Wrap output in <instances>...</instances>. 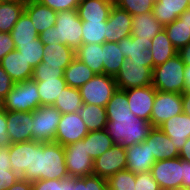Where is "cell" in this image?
<instances>
[{
  "label": "cell",
  "instance_id": "cell-26",
  "mask_svg": "<svg viewBox=\"0 0 190 190\" xmlns=\"http://www.w3.org/2000/svg\"><path fill=\"white\" fill-rule=\"evenodd\" d=\"M112 7L105 0H80L76 10L82 21H107Z\"/></svg>",
  "mask_w": 190,
  "mask_h": 190
},
{
  "label": "cell",
  "instance_id": "cell-55",
  "mask_svg": "<svg viewBox=\"0 0 190 190\" xmlns=\"http://www.w3.org/2000/svg\"><path fill=\"white\" fill-rule=\"evenodd\" d=\"M185 65H190V43L177 51Z\"/></svg>",
  "mask_w": 190,
  "mask_h": 190
},
{
  "label": "cell",
  "instance_id": "cell-40",
  "mask_svg": "<svg viewBox=\"0 0 190 190\" xmlns=\"http://www.w3.org/2000/svg\"><path fill=\"white\" fill-rule=\"evenodd\" d=\"M15 47L33 69L41 62L44 56V44L40 38L33 40V43H16Z\"/></svg>",
  "mask_w": 190,
  "mask_h": 190
},
{
  "label": "cell",
  "instance_id": "cell-3",
  "mask_svg": "<svg viewBox=\"0 0 190 190\" xmlns=\"http://www.w3.org/2000/svg\"><path fill=\"white\" fill-rule=\"evenodd\" d=\"M43 44L62 43L76 50L82 44V20L76 9L58 11L55 26L39 34Z\"/></svg>",
  "mask_w": 190,
  "mask_h": 190
},
{
  "label": "cell",
  "instance_id": "cell-12",
  "mask_svg": "<svg viewBox=\"0 0 190 190\" xmlns=\"http://www.w3.org/2000/svg\"><path fill=\"white\" fill-rule=\"evenodd\" d=\"M126 169V150L114 144L93 162V174L108 179L115 173Z\"/></svg>",
  "mask_w": 190,
  "mask_h": 190
},
{
  "label": "cell",
  "instance_id": "cell-5",
  "mask_svg": "<svg viewBox=\"0 0 190 190\" xmlns=\"http://www.w3.org/2000/svg\"><path fill=\"white\" fill-rule=\"evenodd\" d=\"M3 100L7 111L31 112L41 106L38 86L33 79L15 83Z\"/></svg>",
  "mask_w": 190,
  "mask_h": 190
},
{
  "label": "cell",
  "instance_id": "cell-16",
  "mask_svg": "<svg viewBox=\"0 0 190 190\" xmlns=\"http://www.w3.org/2000/svg\"><path fill=\"white\" fill-rule=\"evenodd\" d=\"M133 16L113 5L107 20L106 42H119L131 36Z\"/></svg>",
  "mask_w": 190,
  "mask_h": 190
},
{
  "label": "cell",
  "instance_id": "cell-60",
  "mask_svg": "<svg viewBox=\"0 0 190 190\" xmlns=\"http://www.w3.org/2000/svg\"><path fill=\"white\" fill-rule=\"evenodd\" d=\"M184 80H185V91L190 90V65H185Z\"/></svg>",
  "mask_w": 190,
  "mask_h": 190
},
{
  "label": "cell",
  "instance_id": "cell-48",
  "mask_svg": "<svg viewBox=\"0 0 190 190\" xmlns=\"http://www.w3.org/2000/svg\"><path fill=\"white\" fill-rule=\"evenodd\" d=\"M15 82L8 73L0 66V97L2 99L11 91Z\"/></svg>",
  "mask_w": 190,
  "mask_h": 190
},
{
  "label": "cell",
  "instance_id": "cell-4",
  "mask_svg": "<svg viewBox=\"0 0 190 190\" xmlns=\"http://www.w3.org/2000/svg\"><path fill=\"white\" fill-rule=\"evenodd\" d=\"M184 69L185 64L176 54L153 68L152 86L157 91L182 94L185 91Z\"/></svg>",
  "mask_w": 190,
  "mask_h": 190
},
{
  "label": "cell",
  "instance_id": "cell-6",
  "mask_svg": "<svg viewBox=\"0 0 190 190\" xmlns=\"http://www.w3.org/2000/svg\"><path fill=\"white\" fill-rule=\"evenodd\" d=\"M117 89L114 76L95 74L79 91L83 103L106 107Z\"/></svg>",
  "mask_w": 190,
  "mask_h": 190
},
{
  "label": "cell",
  "instance_id": "cell-24",
  "mask_svg": "<svg viewBox=\"0 0 190 190\" xmlns=\"http://www.w3.org/2000/svg\"><path fill=\"white\" fill-rule=\"evenodd\" d=\"M187 9L188 0H156L152 14L163 26H166L176 19Z\"/></svg>",
  "mask_w": 190,
  "mask_h": 190
},
{
  "label": "cell",
  "instance_id": "cell-37",
  "mask_svg": "<svg viewBox=\"0 0 190 190\" xmlns=\"http://www.w3.org/2000/svg\"><path fill=\"white\" fill-rule=\"evenodd\" d=\"M82 104L79 88L67 86L62 90L61 95L57 97L53 106L57 108L61 114H65L79 112Z\"/></svg>",
  "mask_w": 190,
  "mask_h": 190
},
{
  "label": "cell",
  "instance_id": "cell-49",
  "mask_svg": "<svg viewBox=\"0 0 190 190\" xmlns=\"http://www.w3.org/2000/svg\"><path fill=\"white\" fill-rule=\"evenodd\" d=\"M15 49L16 47L10 33L0 32V61L5 55Z\"/></svg>",
  "mask_w": 190,
  "mask_h": 190
},
{
  "label": "cell",
  "instance_id": "cell-34",
  "mask_svg": "<svg viewBox=\"0 0 190 190\" xmlns=\"http://www.w3.org/2000/svg\"><path fill=\"white\" fill-rule=\"evenodd\" d=\"M25 10V4L0 1V32L10 33Z\"/></svg>",
  "mask_w": 190,
  "mask_h": 190
},
{
  "label": "cell",
  "instance_id": "cell-36",
  "mask_svg": "<svg viewBox=\"0 0 190 190\" xmlns=\"http://www.w3.org/2000/svg\"><path fill=\"white\" fill-rule=\"evenodd\" d=\"M14 44L16 43H33V40L39 38L36 28L30 17L23 12L19 20L10 31Z\"/></svg>",
  "mask_w": 190,
  "mask_h": 190
},
{
  "label": "cell",
  "instance_id": "cell-25",
  "mask_svg": "<svg viewBox=\"0 0 190 190\" xmlns=\"http://www.w3.org/2000/svg\"><path fill=\"white\" fill-rule=\"evenodd\" d=\"M164 26L158 22L152 12L133 16L131 36L138 40L148 41L157 35Z\"/></svg>",
  "mask_w": 190,
  "mask_h": 190
},
{
  "label": "cell",
  "instance_id": "cell-46",
  "mask_svg": "<svg viewBox=\"0 0 190 190\" xmlns=\"http://www.w3.org/2000/svg\"><path fill=\"white\" fill-rule=\"evenodd\" d=\"M20 178L12 168L0 167V190H7Z\"/></svg>",
  "mask_w": 190,
  "mask_h": 190
},
{
  "label": "cell",
  "instance_id": "cell-21",
  "mask_svg": "<svg viewBox=\"0 0 190 190\" xmlns=\"http://www.w3.org/2000/svg\"><path fill=\"white\" fill-rule=\"evenodd\" d=\"M159 128L170 137L175 147L180 150L190 137V116L185 113L173 116Z\"/></svg>",
  "mask_w": 190,
  "mask_h": 190
},
{
  "label": "cell",
  "instance_id": "cell-62",
  "mask_svg": "<svg viewBox=\"0 0 190 190\" xmlns=\"http://www.w3.org/2000/svg\"><path fill=\"white\" fill-rule=\"evenodd\" d=\"M3 1H11V2H18V3L26 4L30 0H3Z\"/></svg>",
  "mask_w": 190,
  "mask_h": 190
},
{
  "label": "cell",
  "instance_id": "cell-58",
  "mask_svg": "<svg viewBox=\"0 0 190 190\" xmlns=\"http://www.w3.org/2000/svg\"><path fill=\"white\" fill-rule=\"evenodd\" d=\"M60 190H74V177L60 180Z\"/></svg>",
  "mask_w": 190,
  "mask_h": 190
},
{
  "label": "cell",
  "instance_id": "cell-47",
  "mask_svg": "<svg viewBox=\"0 0 190 190\" xmlns=\"http://www.w3.org/2000/svg\"><path fill=\"white\" fill-rule=\"evenodd\" d=\"M86 190H108L107 180L97 175L85 176Z\"/></svg>",
  "mask_w": 190,
  "mask_h": 190
},
{
  "label": "cell",
  "instance_id": "cell-61",
  "mask_svg": "<svg viewBox=\"0 0 190 190\" xmlns=\"http://www.w3.org/2000/svg\"><path fill=\"white\" fill-rule=\"evenodd\" d=\"M178 18L190 26V9L184 11Z\"/></svg>",
  "mask_w": 190,
  "mask_h": 190
},
{
  "label": "cell",
  "instance_id": "cell-18",
  "mask_svg": "<svg viewBox=\"0 0 190 190\" xmlns=\"http://www.w3.org/2000/svg\"><path fill=\"white\" fill-rule=\"evenodd\" d=\"M126 59L134 62L145 63L153 71V56L150 51L151 39L148 41L138 40V37L129 36L118 42Z\"/></svg>",
  "mask_w": 190,
  "mask_h": 190
},
{
  "label": "cell",
  "instance_id": "cell-44",
  "mask_svg": "<svg viewBox=\"0 0 190 190\" xmlns=\"http://www.w3.org/2000/svg\"><path fill=\"white\" fill-rule=\"evenodd\" d=\"M135 190H161L151 171L136 174Z\"/></svg>",
  "mask_w": 190,
  "mask_h": 190
},
{
  "label": "cell",
  "instance_id": "cell-28",
  "mask_svg": "<svg viewBox=\"0 0 190 190\" xmlns=\"http://www.w3.org/2000/svg\"><path fill=\"white\" fill-rule=\"evenodd\" d=\"M76 58L86 64L95 74H103L102 44H81L75 50Z\"/></svg>",
  "mask_w": 190,
  "mask_h": 190
},
{
  "label": "cell",
  "instance_id": "cell-8",
  "mask_svg": "<svg viewBox=\"0 0 190 190\" xmlns=\"http://www.w3.org/2000/svg\"><path fill=\"white\" fill-rule=\"evenodd\" d=\"M152 70L145 63L126 59L114 76L117 88L127 90L152 85Z\"/></svg>",
  "mask_w": 190,
  "mask_h": 190
},
{
  "label": "cell",
  "instance_id": "cell-45",
  "mask_svg": "<svg viewBox=\"0 0 190 190\" xmlns=\"http://www.w3.org/2000/svg\"><path fill=\"white\" fill-rule=\"evenodd\" d=\"M54 11L77 9L80 0H37Z\"/></svg>",
  "mask_w": 190,
  "mask_h": 190
},
{
  "label": "cell",
  "instance_id": "cell-32",
  "mask_svg": "<svg viewBox=\"0 0 190 190\" xmlns=\"http://www.w3.org/2000/svg\"><path fill=\"white\" fill-rule=\"evenodd\" d=\"M103 74L115 76L126 60L123 51L117 42H105L102 44Z\"/></svg>",
  "mask_w": 190,
  "mask_h": 190
},
{
  "label": "cell",
  "instance_id": "cell-53",
  "mask_svg": "<svg viewBox=\"0 0 190 190\" xmlns=\"http://www.w3.org/2000/svg\"><path fill=\"white\" fill-rule=\"evenodd\" d=\"M183 165V180L182 187L190 189V162L182 159Z\"/></svg>",
  "mask_w": 190,
  "mask_h": 190
},
{
  "label": "cell",
  "instance_id": "cell-51",
  "mask_svg": "<svg viewBox=\"0 0 190 190\" xmlns=\"http://www.w3.org/2000/svg\"><path fill=\"white\" fill-rule=\"evenodd\" d=\"M33 190H60V180H37L32 182Z\"/></svg>",
  "mask_w": 190,
  "mask_h": 190
},
{
  "label": "cell",
  "instance_id": "cell-20",
  "mask_svg": "<svg viewBox=\"0 0 190 190\" xmlns=\"http://www.w3.org/2000/svg\"><path fill=\"white\" fill-rule=\"evenodd\" d=\"M0 66L8 73L15 83L32 79L33 67L16 49L1 59Z\"/></svg>",
  "mask_w": 190,
  "mask_h": 190
},
{
  "label": "cell",
  "instance_id": "cell-22",
  "mask_svg": "<svg viewBox=\"0 0 190 190\" xmlns=\"http://www.w3.org/2000/svg\"><path fill=\"white\" fill-rule=\"evenodd\" d=\"M9 157L12 170L20 177L32 172L33 141H24L9 145Z\"/></svg>",
  "mask_w": 190,
  "mask_h": 190
},
{
  "label": "cell",
  "instance_id": "cell-65",
  "mask_svg": "<svg viewBox=\"0 0 190 190\" xmlns=\"http://www.w3.org/2000/svg\"><path fill=\"white\" fill-rule=\"evenodd\" d=\"M105 1L110 2L113 5H116V3L118 2V0H105Z\"/></svg>",
  "mask_w": 190,
  "mask_h": 190
},
{
  "label": "cell",
  "instance_id": "cell-64",
  "mask_svg": "<svg viewBox=\"0 0 190 190\" xmlns=\"http://www.w3.org/2000/svg\"><path fill=\"white\" fill-rule=\"evenodd\" d=\"M169 190H190L189 188L179 187V188H173Z\"/></svg>",
  "mask_w": 190,
  "mask_h": 190
},
{
  "label": "cell",
  "instance_id": "cell-33",
  "mask_svg": "<svg viewBox=\"0 0 190 190\" xmlns=\"http://www.w3.org/2000/svg\"><path fill=\"white\" fill-rule=\"evenodd\" d=\"M36 83L41 106L53 105L57 97L61 95L62 90L68 86L64 76L55 79H44V81H36Z\"/></svg>",
  "mask_w": 190,
  "mask_h": 190
},
{
  "label": "cell",
  "instance_id": "cell-19",
  "mask_svg": "<svg viewBox=\"0 0 190 190\" xmlns=\"http://www.w3.org/2000/svg\"><path fill=\"white\" fill-rule=\"evenodd\" d=\"M145 141L149 144V151L156 161L179 157V150L159 127H153Z\"/></svg>",
  "mask_w": 190,
  "mask_h": 190
},
{
  "label": "cell",
  "instance_id": "cell-11",
  "mask_svg": "<svg viewBox=\"0 0 190 190\" xmlns=\"http://www.w3.org/2000/svg\"><path fill=\"white\" fill-rule=\"evenodd\" d=\"M183 113L182 94L156 90L150 123L159 127L173 116Z\"/></svg>",
  "mask_w": 190,
  "mask_h": 190
},
{
  "label": "cell",
  "instance_id": "cell-31",
  "mask_svg": "<svg viewBox=\"0 0 190 190\" xmlns=\"http://www.w3.org/2000/svg\"><path fill=\"white\" fill-rule=\"evenodd\" d=\"M88 131H100L106 128L107 116L105 107L83 103L78 112Z\"/></svg>",
  "mask_w": 190,
  "mask_h": 190
},
{
  "label": "cell",
  "instance_id": "cell-52",
  "mask_svg": "<svg viewBox=\"0 0 190 190\" xmlns=\"http://www.w3.org/2000/svg\"><path fill=\"white\" fill-rule=\"evenodd\" d=\"M0 167L12 168L9 157V146L0 148Z\"/></svg>",
  "mask_w": 190,
  "mask_h": 190
},
{
  "label": "cell",
  "instance_id": "cell-10",
  "mask_svg": "<svg viewBox=\"0 0 190 190\" xmlns=\"http://www.w3.org/2000/svg\"><path fill=\"white\" fill-rule=\"evenodd\" d=\"M151 173L161 190L182 187L183 165L180 157L157 160L151 168Z\"/></svg>",
  "mask_w": 190,
  "mask_h": 190
},
{
  "label": "cell",
  "instance_id": "cell-43",
  "mask_svg": "<svg viewBox=\"0 0 190 190\" xmlns=\"http://www.w3.org/2000/svg\"><path fill=\"white\" fill-rule=\"evenodd\" d=\"M64 69L59 66L45 65L43 62H40L33 69L32 79L34 81H44V79H55L63 77Z\"/></svg>",
  "mask_w": 190,
  "mask_h": 190
},
{
  "label": "cell",
  "instance_id": "cell-39",
  "mask_svg": "<svg viewBox=\"0 0 190 190\" xmlns=\"http://www.w3.org/2000/svg\"><path fill=\"white\" fill-rule=\"evenodd\" d=\"M107 21H82V44L106 42Z\"/></svg>",
  "mask_w": 190,
  "mask_h": 190
},
{
  "label": "cell",
  "instance_id": "cell-2",
  "mask_svg": "<svg viewBox=\"0 0 190 190\" xmlns=\"http://www.w3.org/2000/svg\"><path fill=\"white\" fill-rule=\"evenodd\" d=\"M68 177L64 146L54 141H33L32 172H25L21 178L34 182L51 179L64 180Z\"/></svg>",
  "mask_w": 190,
  "mask_h": 190
},
{
  "label": "cell",
  "instance_id": "cell-23",
  "mask_svg": "<svg viewBox=\"0 0 190 190\" xmlns=\"http://www.w3.org/2000/svg\"><path fill=\"white\" fill-rule=\"evenodd\" d=\"M24 12L30 17L38 34L55 26L57 12L37 0L28 1L25 4Z\"/></svg>",
  "mask_w": 190,
  "mask_h": 190
},
{
  "label": "cell",
  "instance_id": "cell-56",
  "mask_svg": "<svg viewBox=\"0 0 190 190\" xmlns=\"http://www.w3.org/2000/svg\"><path fill=\"white\" fill-rule=\"evenodd\" d=\"M182 107L183 113L190 116V90H186L182 93Z\"/></svg>",
  "mask_w": 190,
  "mask_h": 190
},
{
  "label": "cell",
  "instance_id": "cell-1",
  "mask_svg": "<svg viewBox=\"0 0 190 190\" xmlns=\"http://www.w3.org/2000/svg\"><path fill=\"white\" fill-rule=\"evenodd\" d=\"M107 124L105 130L114 144L123 147L145 141L152 124L134 115L128 106L126 90L117 89L105 107Z\"/></svg>",
  "mask_w": 190,
  "mask_h": 190
},
{
  "label": "cell",
  "instance_id": "cell-54",
  "mask_svg": "<svg viewBox=\"0 0 190 190\" xmlns=\"http://www.w3.org/2000/svg\"><path fill=\"white\" fill-rule=\"evenodd\" d=\"M7 190H33L32 182H29L28 180L20 177L16 183Z\"/></svg>",
  "mask_w": 190,
  "mask_h": 190
},
{
  "label": "cell",
  "instance_id": "cell-15",
  "mask_svg": "<svg viewBox=\"0 0 190 190\" xmlns=\"http://www.w3.org/2000/svg\"><path fill=\"white\" fill-rule=\"evenodd\" d=\"M7 133L11 144L32 141L33 117L31 112L7 111Z\"/></svg>",
  "mask_w": 190,
  "mask_h": 190
},
{
  "label": "cell",
  "instance_id": "cell-35",
  "mask_svg": "<svg viewBox=\"0 0 190 190\" xmlns=\"http://www.w3.org/2000/svg\"><path fill=\"white\" fill-rule=\"evenodd\" d=\"M114 145L107 131H90L86 135V150L88 155L95 160Z\"/></svg>",
  "mask_w": 190,
  "mask_h": 190
},
{
  "label": "cell",
  "instance_id": "cell-59",
  "mask_svg": "<svg viewBox=\"0 0 190 190\" xmlns=\"http://www.w3.org/2000/svg\"><path fill=\"white\" fill-rule=\"evenodd\" d=\"M74 190H86L85 176L84 177H74Z\"/></svg>",
  "mask_w": 190,
  "mask_h": 190
},
{
  "label": "cell",
  "instance_id": "cell-41",
  "mask_svg": "<svg viewBox=\"0 0 190 190\" xmlns=\"http://www.w3.org/2000/svg\"><path fill=\"white\" fill-rule=\"evenodd\" d=\"M136 174L125 169L107 179L108 190H135Z\"/></svg>",
  "mask_w": 190,
  "mask_h": 190
},
{
  "label": "cell",
  "instance_id": "cell-17",
  "mask_svg": "<svg viewBox=\"0 0 190 190\" xmlns=\"http://www.w3.org/2000/svg\"><path fill=\"white\" fill-rule=\"evenodd\" d=\"M125 150L127 170L135 174L151 171L156 160L154 155H151L149 144L146 141L128 146Z\"/></svg>",
  "mask_w": 190,
  "mask_h": 190
},
{
  "label": "cell",
  "instance_id": "cell-13",
  "mask_svg": "<svg viewBox=\"0 0 190 190\" xmlns=\"http://www.w3.org/2000/svg\"><path fill=\"white\" fill-rule=\"evenodd\" d=\"M89 133L80 114L65 113L62 114L58 123L55 141L62 146L81 141Z\"/></svg>",
  "mask_w": 190,
  "mask_h": 190
},
{
  "label": "cell",
  "instance_id": "cell-7",
  "mask_svg": "<svg viewBox=\"0 0 190 190\" xmlns=\"http://www.w3.org/2000/svg\"><path fill=\"white\" fill-rule=\"evenodd\" d=\"M62 114L53 105L40 106L32 111V141L53 142Z\"/></svg>",
  "mask_w": 190,
  "mask_h": 190
},
{
  "label": "cell",
  "instance_id": "cell-50",
  "mask_svg": "<svg viewBox=\"0 0 190 190\" xmlns=\"http://www.w3.org/2000/svg\"><path fill=\"white\" fill-rule=\"evenodd\" d=\"M11 144L7 133L6 110L0 111V148L8 147Z\"/></svg>",
  "mask_w": 190,
  "mask_h": 190
},
{
  "label": "cell",
  "instance_id": "cell-57",
  "mask_svg": "<svg viewBox=\"0 0 190 190\" xmlns=\"http://www.w3.org/2000/svg\"><path fill=\"white\" fill-rule=\"evenodd\" d=\"M179 157L187 162H190V137L187 139L184 146L179 150Z\"/></svg>",
  "mask_w": 190,
  "mask_h": 190
},
{
  "label": "cell",
  "instance_id": "cell-29",
  "mask_svg": "<svg viewBox=\"0 0 190 190\" xmlns=\"http://www.w3.org/2000/svg\"><path fill=\"white\" fill-rule=\"evenodd\" d=\"M150 51L153 56V68L163 64L177 54V50L169 40L165 29L151 39Z\"/></svg>",
  "mask_w": 190,
  "mask_h": 190
},
{
  "label": "cell",
  "instance_id": "cell-9",
  "mask_svg": "<svg viewBox=\"0 0 190 190\" xmlns=\"http://www.w3.org/2000/svg\"><path fill=\"white\" fill-rule=\"evenodd\" d=\"M65 165L69 177H84L93 174L94 160L86 150V136L81 140L64 146Z\"/></svg>",
  "mask_w": 190,
  "mask_h": 190
},
{
  "label": "cell",
  "instance_id": "cell-30",
  "mask_svg": "<svg viewBox=\"0 0 190 190\" xmlns=\"http://www.w3.org/2000/svg\"><path fill=\"white\" fill-rule=\"evenodd\" d=\"M95 73L75 58L64 70V79L69 87L80 88L94 77Z\"/></svg>",
  "mask_w": 190,
  "mask_h": 190
},
{
  "label": "cell",
  "instance_id": "cell-42",
  "mask_svg": "<svg viewBox=\"0 0 190 190\" xmlns=\"http://www.w3.org/2000/svg\"><path fill=\"white\" fill-rule=\"evenodd\" d=\"M155 0H118L116 6L130 15L152 12Z\"/></svg>",
  "mask_w": 190,
  "mask_h": 190
},
{
  "label": "cell",
  "instance_id": "cell-63",
  "mask_svg": "<svg viewBox=\"0 0 190 190\" xmlns=\"http://www.w3.org/2000/svg\"><path fill=\"white\" fill-rule=\"evenodd\" d=\"M4 110V100L0 97V111Z\"/></svg>",
  "mask_w": 190,
  "mask_h": 190
},
{
  "label": "cell",
  "instance_id": "cell-14",
  "mask_svg": "<svg viewBox=\"0 0 190 190\" xmlns=\"http://www.w3.org/2000/svg\"><path fill=\"white\" fill-rule=\"evenodd\" d=\"M126 95L130 111L150 122L156 89L152 85L130 88L126 90Z\"/></svg>",
  "mask_w": 190,
  "mask_h": 190
},
{
  "label": "cell",
  "instance_id": "cell-38",
  "mask_svg": "<svg viewBox=\"0 0 190 190\" xmlns=\"http://www.w3.org/2000/svg\"><path fill=\"white\" fill-rule=\"evenodd\" d=\"M164 29L177 51L190 43V26L179 18L164 26Z\"/></svg>",
  "mask_w": 190,
  "mask_h": 190
},
{
  "label": "cell",
  "instance_id": "cell-27",
  "mask_svg": "<svg viewBox=\"0 0 190 190\" xmlns=\"http://www.w3.org/2000/svg\"><path fill=\"white\" fill-rule=\"evenodd\" d=\"M76 58L75 50L62 43L44 44L45 65L59 66L64 69Z\"/></svg>",
  "mask_w": 190,
  "mask_h": 190
}]
</instances>
